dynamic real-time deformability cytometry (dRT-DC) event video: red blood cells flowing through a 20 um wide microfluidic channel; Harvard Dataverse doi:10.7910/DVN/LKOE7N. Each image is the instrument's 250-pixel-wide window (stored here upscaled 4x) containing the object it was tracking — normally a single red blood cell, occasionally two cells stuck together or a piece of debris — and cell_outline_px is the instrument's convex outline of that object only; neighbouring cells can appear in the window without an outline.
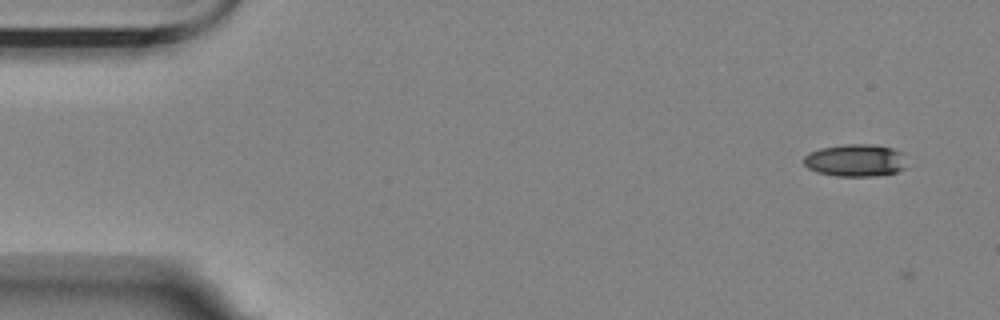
{"species": "Egyptian fruit bat (a non-hibernating species)", "species_latin": "Rousettus aegyptiacus", "temperature_condition": "room temperature", "stored_images_in_passage": 4, "camera_frame_rate_fps": 3000, "um_per_image_px": 0.085, "animal": {"sex": "female"}, "frame": {"image": 1, "passage_image": 4, "time_ms": 1.0, "image_size_px": [1000, 320], "cell_outline_px": [[908, 168], [896, 172], [876, 176], [836, 176], [816, 172], [808, 168], [804, 164], [804, 156], [808, 152], [820, 148], [844, 144], [876, 144], [892, 148], [904, 152]], "centroid_in_image_um": [72.76, 13.62], "position_along_channel_um": 12.2, "area_um2": 19.94}}